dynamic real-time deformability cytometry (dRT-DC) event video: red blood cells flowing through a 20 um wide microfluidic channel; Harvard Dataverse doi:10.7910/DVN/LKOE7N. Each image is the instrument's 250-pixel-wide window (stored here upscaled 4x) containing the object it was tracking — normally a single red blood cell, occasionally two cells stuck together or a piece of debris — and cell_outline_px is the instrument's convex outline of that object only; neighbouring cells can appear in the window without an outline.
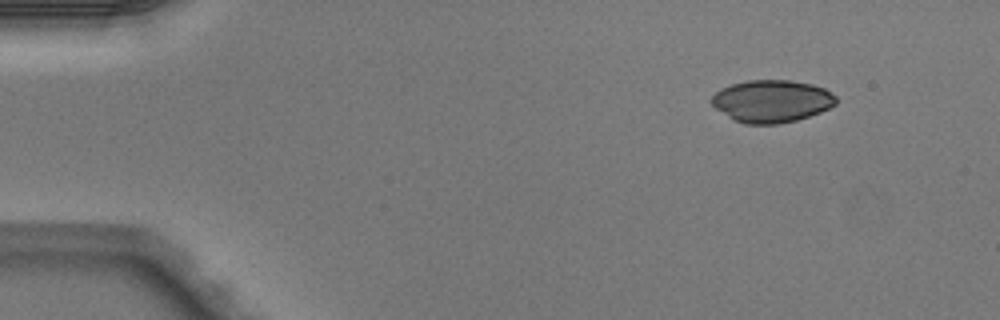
{"species": "Egyptian fruit bat (a non-hibernating species)", "species_latin": "Rousettus aegyptiacus", "temperature_condition": "warm", "stored_images_in_passage": 4, "camera_frame_rate_fps": 3000, "um_per_image_px": 0.085, "animal": {"sex": "male"}, "frame": {"image": 1, "passage_image": 1, "time_ms": 0.0, "image_size_px": [1000, 320], "cell_outline_px": [[836, 104], [820, 112], [796, 120], [780, 124], [744, 124], [728, 116], [716, 108], [712, 104], [712, 96], [720, 88], [732, 84], [748, 80], [788, 80], [812, 84], [824, 88], [836, 96]], "centroid_in_image_um": [65.6, 8.59], "position_along_channel_um": 19.4, "area_um2": 30.58}}